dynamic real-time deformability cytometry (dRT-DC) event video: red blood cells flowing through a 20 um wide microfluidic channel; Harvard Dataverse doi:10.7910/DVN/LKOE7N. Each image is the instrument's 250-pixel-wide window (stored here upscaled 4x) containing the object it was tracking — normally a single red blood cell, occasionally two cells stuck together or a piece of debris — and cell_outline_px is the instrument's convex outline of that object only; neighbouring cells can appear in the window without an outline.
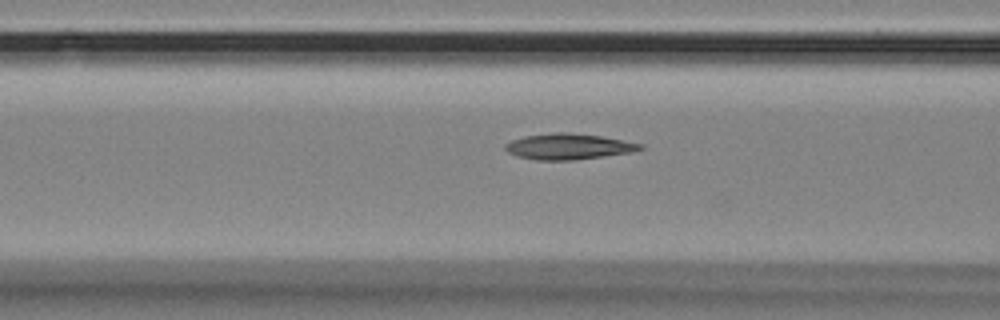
{"species": "Egyptian fruit bat (a non-hibernating species)", "species_latin": "Rousettus aegyptiacus", "temperature_condition": "room temperature", "stored_images_in_passage": 49, "camera_frame_rate_fps": 3000, "um_per_image_px": 0.085, "animal": {"sex": "female"}, "frame": {"image": 1, "passage_image": 22, "time_ms": 7.0, "image_size_px": [1000, 320], "cell_outline_px": [[644, 148], [632, 152], [576, 160], [536, 160], [516, 156], [508, 152], [504, 148], [504, 144], [512, 140], [524, 136], [552, 132], [568, 132], [600, 136], [644, 144]], "centroid_in_image_um": [48.3, 12.45], "position_along_channel_um": 118.3, "area_um2": 20.4}}
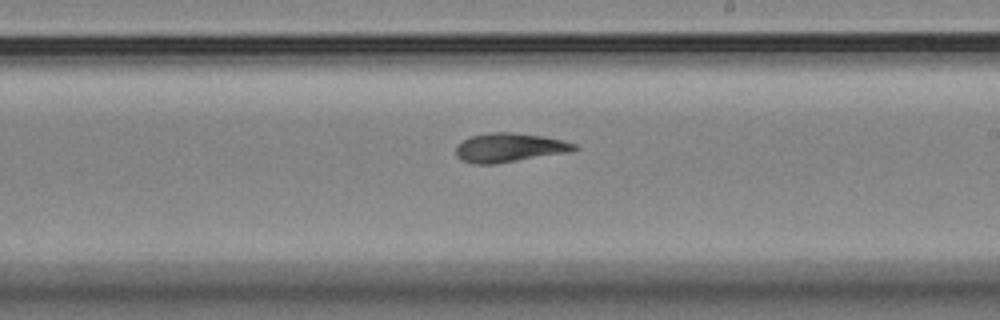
{"frame": {"image": 2, "passage_image": 33, "time_ms": 10.667, "image_size_px": [1000, 320], "cell_outline_px": [[580, 148], [572, 152], [496, 164], [472, 164], [460, 160], [456, 156], [456, 144], [472, 136], [488, 132], [512, 132], [544, 136], [576, 144]], "centroid_in_image_um": [43.3, 12.56], "position_along_channel_um": 245.7, "area_um2": 20.35}}
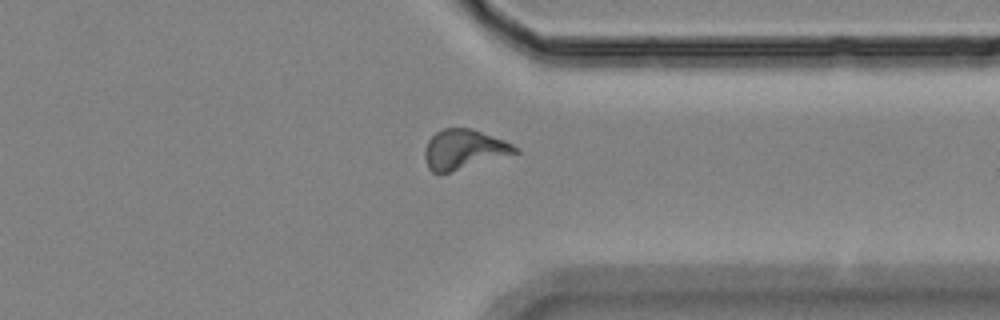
{"frame": {"image": 3, "passage_image": 44, "time_ms": 14.333, "image_size_px": [1000, 320], "cell_outline_px": [[520, 152], [448, 172], [432, 172], [428, 168], [424, 156], [424, 152], [428, 140], [436, 132], [444, 128], [468, 128], [504, 140], [520, 148]], "centroid_in_image_um": [39.42, 12.69], "position_along_channel_um": 372.0, "area_um2": 20.46}, "authors_computed_cell_mechanics": {"area_um2": 19.8254, "velocity_mm_per_s": 3.474, "shape_relaxation_time_tau1_ms": 4.326, "shape_relaxation_time_tau2_ms": 4.8403, "deformation_change_tau1": 0.136, "deformation_change_tau2": 0.1256}}